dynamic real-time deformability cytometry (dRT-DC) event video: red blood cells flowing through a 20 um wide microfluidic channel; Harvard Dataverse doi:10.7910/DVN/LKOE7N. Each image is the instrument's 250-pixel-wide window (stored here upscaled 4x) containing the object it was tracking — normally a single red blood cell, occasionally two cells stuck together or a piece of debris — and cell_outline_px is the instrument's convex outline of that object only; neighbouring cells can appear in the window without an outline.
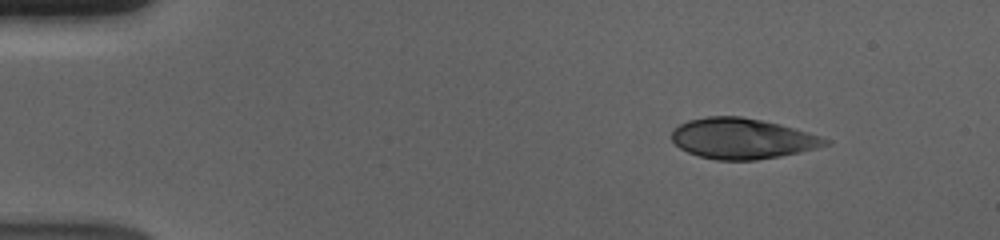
{"species": "human", "species_latin": "Homo sapiens", "temperature_condition": "cold", "stored_images_in_passage": 49, "camera_frame_rate_fps": 3000, "um_per_image_px": 0.085, "donor": {"sex": "male"}, "frame": {"image": 1, "passage_image": 1, "time_ms": 0.0, "image_size_px": [1000, 240], "cell_outline_px": [[832, 144], [816, 148], [780, 156], [756, 160], [716, 160], [700, 156], [688, 152], [680, 148], [672, 140], [672, 132], [680, 124], [688, 120], [708, 116], [740, 116], [780, 124], [808, 132], [832, 140]], "centroid_in_image_um": [63.12, 11.78], "position_along_channel_um": 21.9, "area_um2": 36.18}}
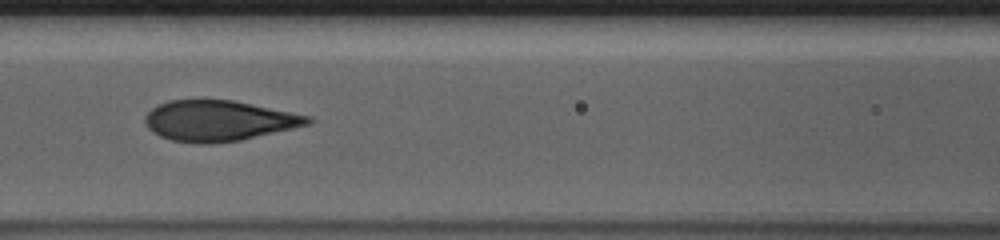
{"frame": {"image": 2, "passage_image": 19, "time_ms": 6.0, "image_size_px": [1000, 240], "cell_outline_px": [[316, 120], [312, 124], [240, 140], [212, 144], [196, 144], [172, 140], [160, 136], [152, 132], [148, 128], [144, 120], [144, 116], [152, 108], [168, 100], [232, 100], [312, 116]], "centroid_in_image_um": [18.62, 10.27], "position_along_channel_um": 148.0, "area_um2": 38.67}}
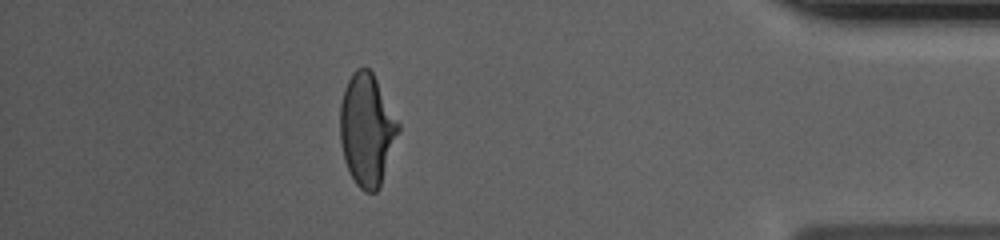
{"frame": {"image": 3, "passage_image": 43, "time_ms": 14.0, "image_size_px": [1000, 240], "cell_outline_px": [[400, 132], [380, 188], [376, 192], [364, 192], [356, 184], [344, 160], [340, 140], [340, 104], [344, 88], [352, 72], [356, 68], [368, 68], [372, 72], [400, 124]], "centroid_in_image_um": [31.19, 11.05], "position_along_channel_um": 404.0, "area_um2": 38.21}, "authors_computed_cell_mechanics": {"area_um2": 38.726, "velocity_mm_per_s": 3.6981, "shape_relaxation_time_tau1_ms": 4.4708, "shape_relaxation_time_tau2_ms": null, "deformation_change_tau1": 0.1722, "deformation_change_tau2": null}}